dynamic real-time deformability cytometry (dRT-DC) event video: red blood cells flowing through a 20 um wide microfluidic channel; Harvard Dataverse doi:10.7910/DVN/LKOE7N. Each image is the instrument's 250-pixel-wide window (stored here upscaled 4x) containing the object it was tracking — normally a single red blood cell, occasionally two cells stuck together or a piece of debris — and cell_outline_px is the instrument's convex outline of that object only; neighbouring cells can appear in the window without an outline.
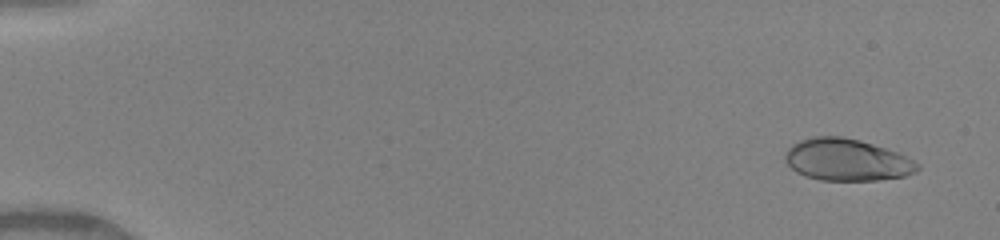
{"species": "human", "species_latin": "Homo sapiens", "temperature_condition": "warm", "stored_images_in_passage": 49, "camera_frame_rate_fps": 3000, "um_per_image_px": 0.085, "donor": {"sex": "female"}, "frame": {"image": 1, "passage_image": 3, "time_ms": 0.667, "image_size_px": [1000, 240], "cell_outline_px": [[920, 168], [916, 172], [904, 176], [876, 180], [820, 180], [796, 172], [784, 160], [784, 156], [788, 148], [792, 144], [800, 140], [812, 136], [840, 136], [860, 140], [896, 152], [920, 164]], "centroid_in_image_um": [71.95, 13.58], "position_along_channel_um": 13.0, "area_um2": 32.14}}
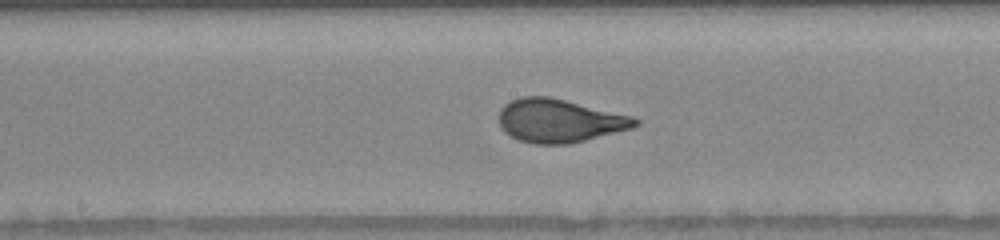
{"frame": {"image": 2, "passage_image": 27, "time_ms": 8.667, "image_size_px": [1000, 240], "cell_outline_px": [[640, 124], [632, 128], [568, 144], [532, 144], [520, 140], [504, 132], [500, 128], [500, 108], [504, 104], [520, 96], [548, 96], [632, 116], [640, 120]], "centroid_in_image_um": [47.53, 10.26], "position_along_channel_um": 200.7, "area_um2": 34.22}}
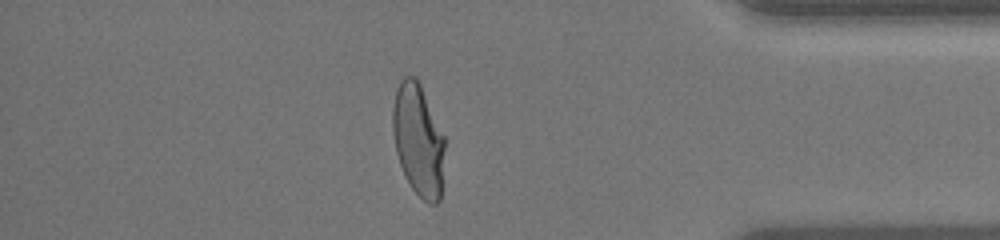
{"frame": {"image": 3, "passage_image": 43, "time_ms": 14.0, "image_size_px": [1000, 240], "cell_outline_px": [[444, 148], [440, 200], [436, 204], [428, 204], [412, 188], [404, 176], [396, 152], [392, 128], [392, 108], [396, 88], [400, 80], [404, 76], [416, 76], [420, 84], [444, 136]], "centroid_in_image_um": [35.53, 11.88], "position_along_channel_um": 399.7, "area_um2": 33.87}, "authors_computed_cell_mechanics": {"area_um2": 33.6396, "velocity_mm_per_s": 4.1769, "shape_relaxation_time_tau1_ms": 3.8466, "shape_relaxation_time_tau2_ms": null, "deformation_change_tau1": 0.193, "deformation_change_tau2": null}}